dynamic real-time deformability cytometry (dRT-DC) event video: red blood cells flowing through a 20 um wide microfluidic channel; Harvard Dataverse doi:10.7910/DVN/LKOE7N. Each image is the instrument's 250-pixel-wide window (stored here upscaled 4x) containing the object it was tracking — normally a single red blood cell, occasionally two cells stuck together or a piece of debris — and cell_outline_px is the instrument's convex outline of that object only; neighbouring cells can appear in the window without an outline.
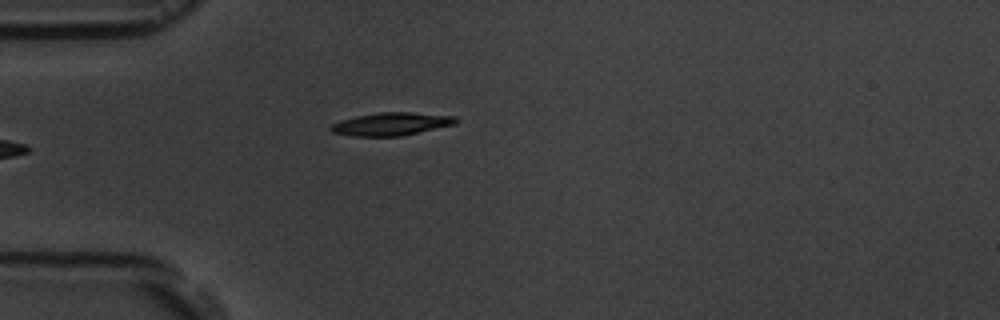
{"species": "common noctule bat (a hibernating species)", "species_latin": "Nyctalus noctula", "temperature_condition": "room temperature", "stored_images_in_passage": 8, "camera_frame_rate_fps": 3000, "um_per_image_px": 0.085, "animal": {"sex": "male", "body_mass_g": 19.5, "forearm_length_mm": 54.6}, "frame": {"image": 1, "passage_image": 6, "time_ms": 6.0, "image_size_px": [1000, 320], "cell_outline_px": [[460, 120], [456, 124], [400, 136], [352, 136], [332, 132], [328, 128], [332, 124], [340, 120], [356, 116], [376, 112], [412, 112], [456, 116]], "centroid_in_image_um": [33.27, 10.53], "position_along_channel_um": 51.7, "area_um2": 16.82}}
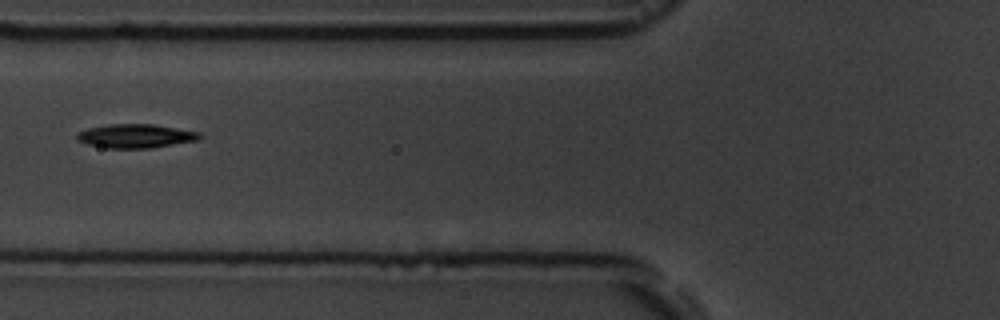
{"frame": {"image": 2, "passage_image": 8, "time_ms": 8.0, "image_size_px": [1000, 320], "cell_outline_px": [[200, 136], [196, 140], [148, 148], [108, 148], [88, 144], [76, 140], [76, 136], [80, 132], [88, 128], [108, 124], [152, 124], [200, 132]], "centroid_in_image_um": [11.48, 11.55], "position_along_channel_um": 114.3, "area_um2": 16.7}}